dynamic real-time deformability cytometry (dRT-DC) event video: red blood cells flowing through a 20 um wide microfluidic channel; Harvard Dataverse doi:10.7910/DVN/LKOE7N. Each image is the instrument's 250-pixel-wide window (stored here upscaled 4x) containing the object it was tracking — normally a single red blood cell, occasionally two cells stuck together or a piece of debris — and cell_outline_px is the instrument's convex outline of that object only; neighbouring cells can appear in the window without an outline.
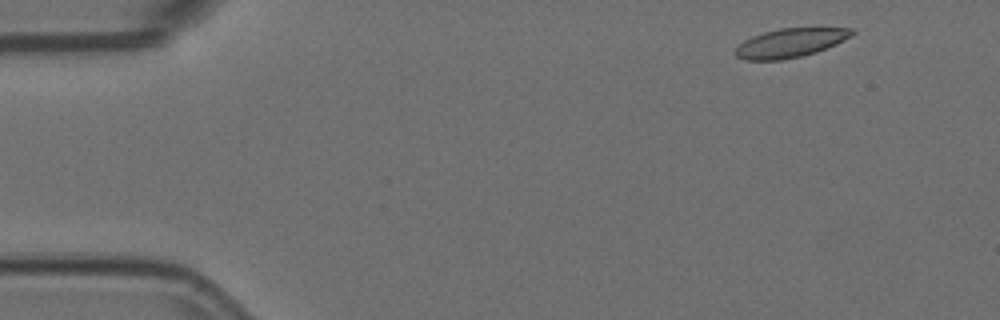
{"species": "Egyptian fruit bat (a non-hibernating species)", "species_latin": "Rousettus aegyptiacus", "temperature_condition": "room temperature", "stored_images_in_passage": 3, "camera_frame_rate_fps": 3000, "um_per_image_px": 0.085, "animal": {"sex": "female"}, "frame": {"image": 1, "passage_image": 1, "time_ms": 0.0, "image_size_px": [1000, 320], "cell_outline_px": [[856, 32], [852, 36], [836, 44], [816, 52], [800, 56], [780, 60], [744, 60], [736, 56], [732, 52], [744, 40], [752, 36], [764, 32], [780, 28], [852, 28]], "centroid_in_image_um": [67.16, 3.64], "position_along_channel_um": 17.8, "area_um2": 19.65}}